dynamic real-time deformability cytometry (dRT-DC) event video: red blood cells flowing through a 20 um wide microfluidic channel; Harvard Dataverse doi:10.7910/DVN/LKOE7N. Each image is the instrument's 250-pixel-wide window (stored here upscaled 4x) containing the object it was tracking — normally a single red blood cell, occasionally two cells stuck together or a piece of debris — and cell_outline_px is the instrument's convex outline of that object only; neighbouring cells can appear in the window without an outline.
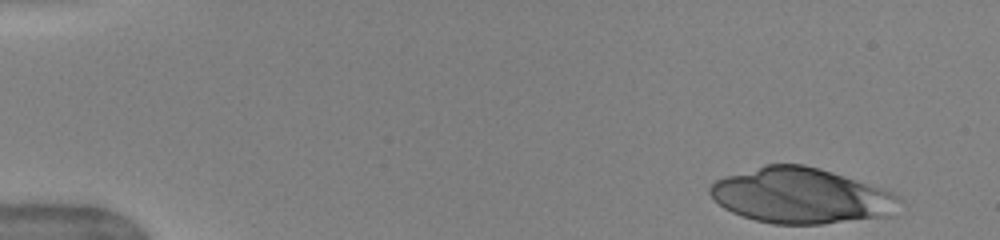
{"species": "human", "species_latin": "Homo sapiens", "temperature_condition": "warm", "stored_images_in_passage": 44, "camera_frame_rate_fps": 3000, "um_per_image_px": 0.085, "donor": {"sex": "female"}, "frame": {"image": 1, "passage_image": 1, "time_ms": 0.0, "image_size_px": [1000, 240], "cell_outline_px": [[904, 200], [892, 216], [820, 224], [772, 224], [756, 220], [732, 212], [724, 208], [708, 192], [708, 188], [716, 180], [724, 176], [764, 164], [804, 164], [820, 168], [892, 192], [900, 196]], "centroid_in_image_um": [68.11, 16.64], "position_along_channel_um": 16.9, "area_um2": 61.33}}